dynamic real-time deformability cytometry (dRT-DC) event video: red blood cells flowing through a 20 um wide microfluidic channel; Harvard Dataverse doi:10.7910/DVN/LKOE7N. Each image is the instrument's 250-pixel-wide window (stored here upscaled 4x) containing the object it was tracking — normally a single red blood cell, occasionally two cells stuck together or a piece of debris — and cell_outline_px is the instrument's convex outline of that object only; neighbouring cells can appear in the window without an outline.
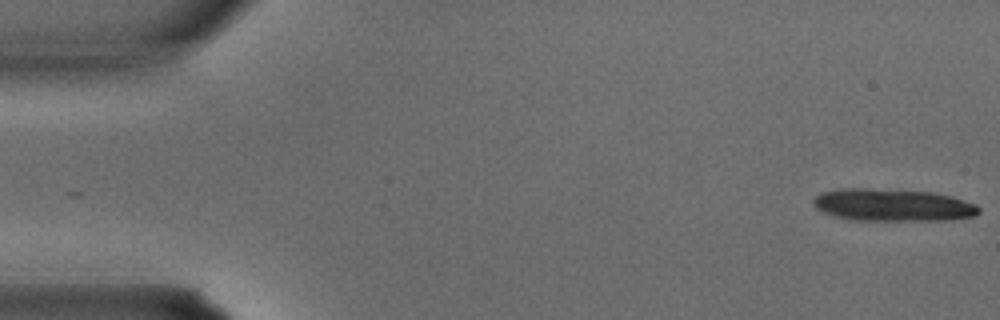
{"species": "common noctule bat (a hibernating species)", "species_latin": "Nyctalus noctula", "temperature_condition": "warm", "stored_images_in_passage": 13, "camera_frame_rate_fps": 3000, "um_per_image_px": 0.085, "animal": {"sex": "male", "body_mass_g": 15.6}, "frame": {"image": 1, "passage_image": 1, "time_ms": 0.0, "image_size_px": [1000, 320], "cell_outline_px": [[980, 212], [976, 216], [952, 220], [852, 220], [836, 216], [824, 212], [816, 208], [812, 204], [812, 200], [820, 192], [840, 188], [868, 188], [932, 192], [952, 196], [976, 204], [980, 208]], "centroid_in_image_um": [75.89, 17.42], "position_along_channel_um": 9.1, "area_um2": 31.44}}
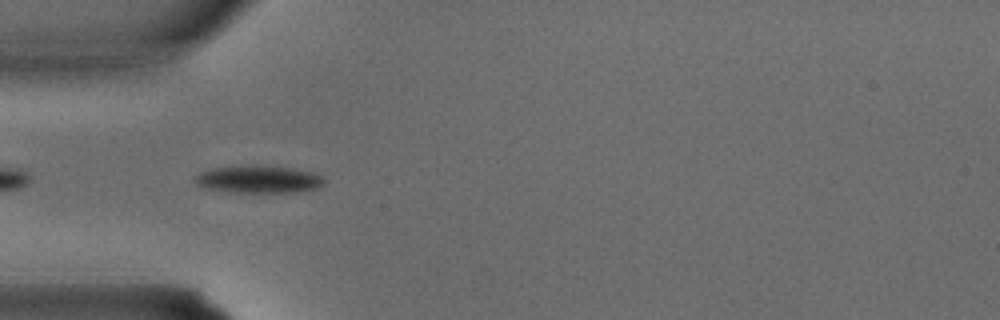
{"frame": {"image": 2, "passage_image": 11, "time_ms": 3.333, "image_size_px": [1000, 320], "cell_outline_px": [[324, 184], [316, 188], [300, 192], [232, 192], [200, 188], [192, 180], [192, 176], [200, 172], [212, 168], [240, 164], [256, 164], [292, 168], [312, 172], [320, 176], [324, 180]], "centroid_in_image_um": [21.87, 15.22], "position_along_channel_um": 63.1, "area_um2": 21.33}}